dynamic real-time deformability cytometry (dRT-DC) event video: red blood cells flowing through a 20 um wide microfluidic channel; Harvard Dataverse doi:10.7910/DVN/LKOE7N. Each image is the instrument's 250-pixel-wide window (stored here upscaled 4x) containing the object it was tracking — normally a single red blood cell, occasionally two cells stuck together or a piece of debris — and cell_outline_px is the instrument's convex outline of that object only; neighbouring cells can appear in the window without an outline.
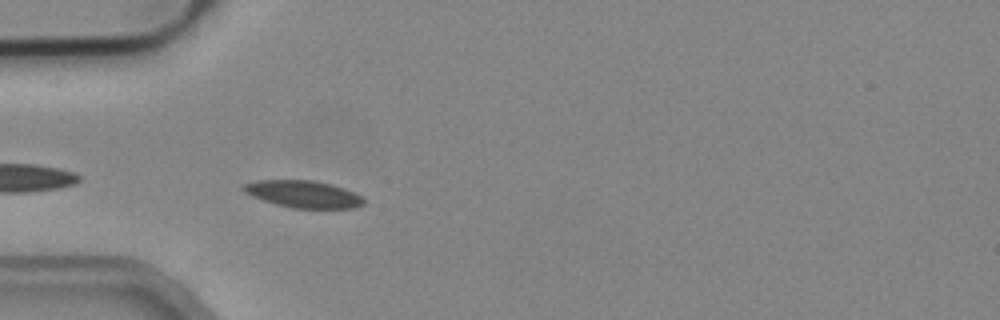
{"species": "common noctule bat (a hibernating species)", "species_latin": "Nyctalus noctula", "temperature_condition": "cold", "stored_images_in_passage": 25, "camera_frame_rate_fps": 3000, "um_per_image_px": 0.085, "animal": {"sex": "male", "body_mass_g": 19.2, "forearm_length_mm": 51.8}, "frame": {"image": 1, "passage_image": 2, "time_ms": 0.333, "image_size_px": [1000, 320], "cell_outline_px": [[364, 204], [356, 208], [292, 208], [276, 204], [252, 196], [244, 192], [240, 188], [244, 184], [256, 180], [312, 180], [332, 184], [344, 188], [360, 196], [364, 200]], "centroid_in_image_um": [25.76, 16.49], "position_along_channel_um": 59.2, "area_um2": 18.96}}
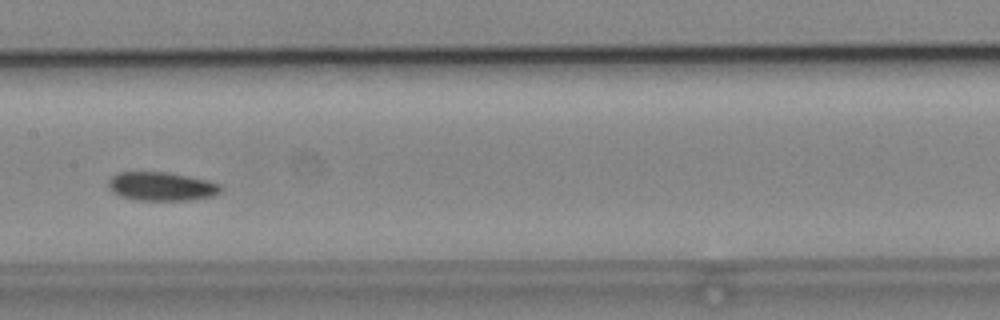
{"frame": {"image": 2, "passage_image": 13, "time_ms": 4.0, "image_size_px": [1000, 320], "cell_outline_px": [[220, 192], [212, 196], [188, 200], [136, 200], [120, 196], [112, 192], [108, 188], [108, 180], [116, 172], [168, 172], [208, 180], [220, 184]], "centroid_in_image_um": [13.68, 15.84], "position_along_channel_um": 193.7, "area_um2": 18.84}}
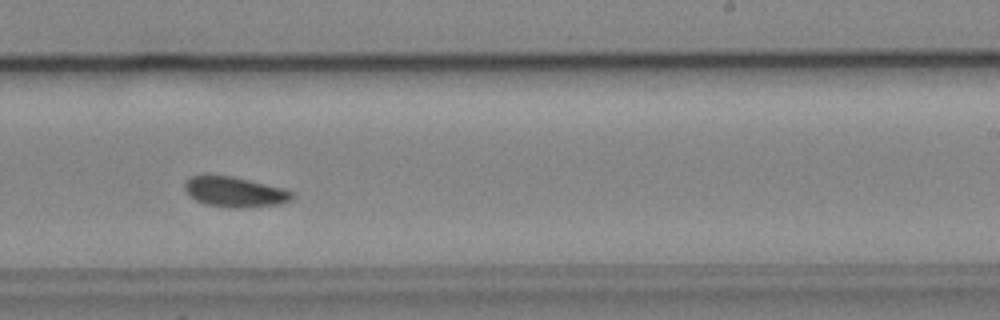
{"frame": {"image": 3, "passage_image": 19, "time_ms": 6.0, "image_size_px": [1000, 320], "cell_outline_px": [[292, 200], [280, 204], [244, 208], [232, 208], [204, 204], [196, 200], [184, 188], [184, 184], [192, 176], [232, 176], [280, 188], [292, 192]], "centroid_in_image_um": [19.96, 16.34], "position_along_channel_um": 269.0, "area_um2": 18.44}}